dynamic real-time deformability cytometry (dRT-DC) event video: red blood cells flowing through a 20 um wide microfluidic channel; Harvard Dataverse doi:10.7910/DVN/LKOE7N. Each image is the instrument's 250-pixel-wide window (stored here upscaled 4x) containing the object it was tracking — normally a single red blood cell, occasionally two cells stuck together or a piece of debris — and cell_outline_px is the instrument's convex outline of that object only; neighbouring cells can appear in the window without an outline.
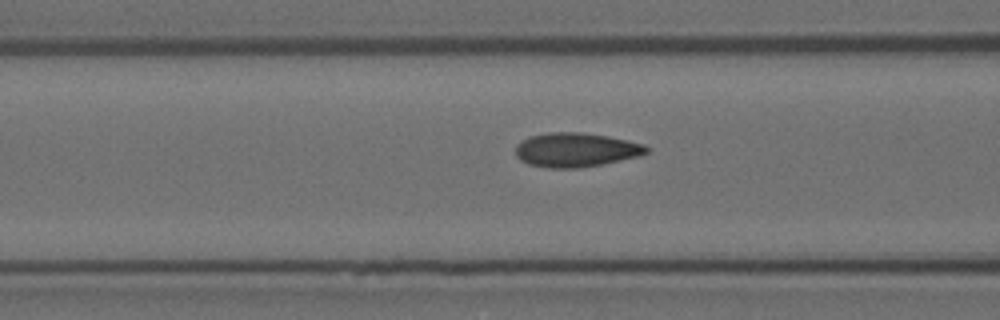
{"species": "Egyptian fruit bat (a non-hibernating species)", "species_latin": "Rousettus aegyptiacus", "temperature_condition": "room temperature", "stored_images_in_passage": 21, "camera_frame_rate_fps": 3000, "um_per_image_px": 0.085, "animal": {"sex": "female"}, "frame": {"image": 1, "passage_image": 19, "time_ms": 6.0, "image_size_px": [1000, 320], "cell_outline_px": [[652, 148], [648, 152], [640, 156], [600, 164], [576, 168], [548, 168], [528, 164], [520, 160], [516, 156], [516, 144], [520, 140], [528, 136], [548, 132], [580, 132], [608, 136], [628, 140], [644, 144]], "centroid_in_image_um": [48.94, 12.73], "position_along_channel_um": 117.7, "area_um2": 26.3}}